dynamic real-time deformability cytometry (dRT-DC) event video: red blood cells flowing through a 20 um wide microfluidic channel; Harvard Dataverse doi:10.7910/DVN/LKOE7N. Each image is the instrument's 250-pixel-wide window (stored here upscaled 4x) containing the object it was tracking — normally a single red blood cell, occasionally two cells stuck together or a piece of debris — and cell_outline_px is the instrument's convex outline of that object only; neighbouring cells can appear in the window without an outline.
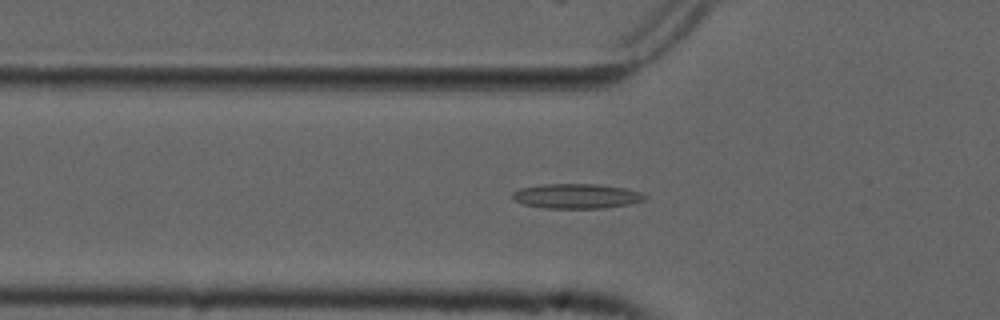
{"species": "common noctule bat (a hibernating species)", "species_latin": "Nyctalus noctula", "temperature_condition": "cold", "stored_images_in_passage": 54, "camera_frame_rate_fps": 3000, "um_per_image_px": 0.085, "animal": {"sex": "male", "forearm_length_mm": 52.5}, "frame": {"image": 1, "passage_image": 18, "time_ms": 5.667, "image_size_px": [1000, 320], "cell_outline_px": [[648, 196], [644, 200], [628, 204], [604, 208], [548, 208], [524, 204], [512, 200], [512, 192], [520, 188], [544, 184], [596, 184], [624, 188], [640, 192]], "centroid_in_image_um": [48.98, 16.66], "position_along_channel_um": 76.8, "area_um2": 19.02}}
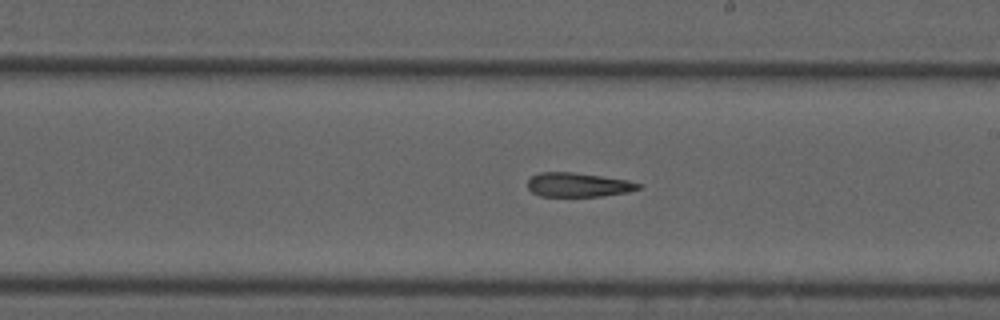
{"frame": {"image": 2, "passage_image": 31, "time_ms": 10.0, "image_size_px": [1000, 320], "cell_outline_px": [[640, 188], [628, 192], [600, 196], [540, 196], [532, 192], [528, 188], [528, 180], [532, 176], [540, 172], [572, 172], [628, 180], [640, 184]], "centroid_in_image_um": [49.12, 15.71], "position_along_channel_um": 239.9, "area_um2": 15.43}}
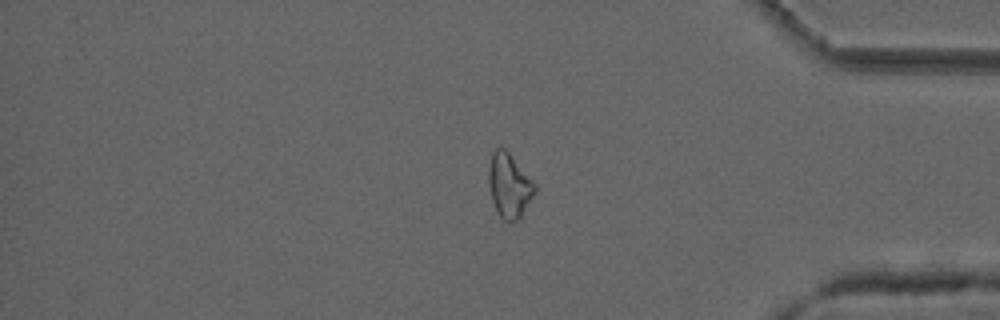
{"frame": {"image": 3, "passage_image": 45, "time_ms": 14.667, "image_size_px": [1000, 320], "cell_outline_px": [[536, 192], [520, 220], [508, 224], [496, 212], [492, 200], [488, 184], [488, 172], [492, 152], [496, 148], [504, 148], [508, 152], [536, 184]], "centroid_in_image_um": [43.29, 15.84], "position_along_channel_um": 391.9, "area_um2": 17.57}, "authors_computed_cell_mechanics": {"area_um2": 17.5134, "velocity_mm_per_s": 3.7473, "shape_relaxation_time_tau1_ms": null, "shape_relaxation_time_tau2_ms": 11.3213, "deformation_change_tau1": null, "deformation_change_tau2": 0.2601}}